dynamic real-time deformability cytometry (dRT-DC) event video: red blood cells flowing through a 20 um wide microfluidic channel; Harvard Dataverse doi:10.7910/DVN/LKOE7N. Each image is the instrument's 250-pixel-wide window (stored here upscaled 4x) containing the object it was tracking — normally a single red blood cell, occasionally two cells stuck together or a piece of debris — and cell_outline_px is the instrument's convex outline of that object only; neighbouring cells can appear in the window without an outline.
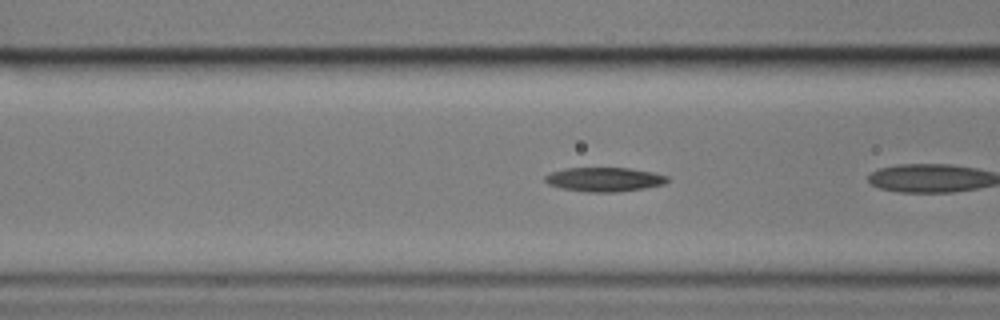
{"species": "common noctule bat (a hibernating species)", "species_latin": "Nyctalus noctula", "temperature_condition": "cold", "stored_images_in_passage": 27, "camera_frame_rate_fps": 3000, "um_per_image_px": 0.085, "animal": {"sex": "male", "body_mass_g": 17.9}, "frame": {"image": 1, "passage_image": 5, "time_ms": 1.333, "image_size_px": [1000, 320], "cell_outline_px": [[668, 180], [664, 184], [644, 188], [616, 192], [588, 192], [560, 188], [548, 184], [544, 180], [544, 176], [552, 172], [564, 168], [628, 168], [652, 172], [668, 176]], "centroid_in_image_um": [51.34, 15.25], "position_along_channel_um": 115.3, "area_um2": 17.17}}